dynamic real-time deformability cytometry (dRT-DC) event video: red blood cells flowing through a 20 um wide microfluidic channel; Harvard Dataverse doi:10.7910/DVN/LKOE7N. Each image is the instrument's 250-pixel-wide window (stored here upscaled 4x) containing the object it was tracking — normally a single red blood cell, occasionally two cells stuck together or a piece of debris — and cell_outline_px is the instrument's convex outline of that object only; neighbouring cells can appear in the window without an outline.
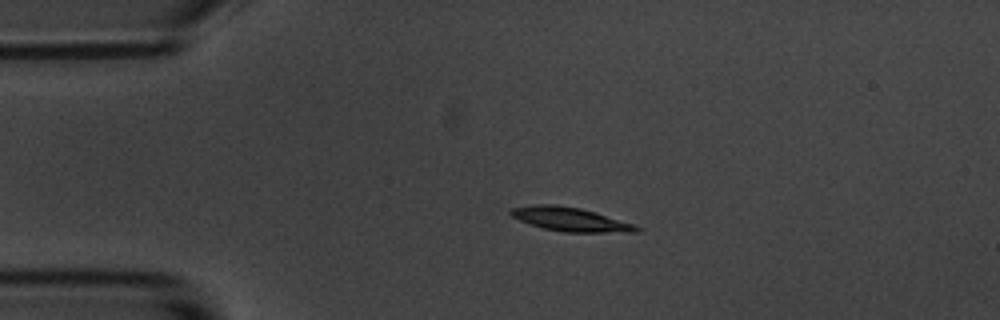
{"species": "common noctule bat (a hibernating species)", "species_latin": "Nyctalus noctula", "temperature_condition": "room temperature", "stored_images_in_passage": 5, "camera_frame_rate_fps": 3000, "um_per_image_px": 0.085, "animal": {"sex": "male", "body_mass_g": 20.1, "forearm_length_mm": 53.5}, "frame": {"image": 1, "passage_image": 3, "time_ms": 2.333, "image_size_px": [1000, 320], "cell_outline_px": [[644, 228], [640, 232], [564, 232], [544, 228], [520, 220], [512, 216], [508, 212], [512, 208], [536, 204], [552, 204], [580, 208], [596, 212], [636, 224]], "centroid_in_image_um": [48.57, 18.64], "position_along_channel_um": 36.4, "area_um2": 17.51}}